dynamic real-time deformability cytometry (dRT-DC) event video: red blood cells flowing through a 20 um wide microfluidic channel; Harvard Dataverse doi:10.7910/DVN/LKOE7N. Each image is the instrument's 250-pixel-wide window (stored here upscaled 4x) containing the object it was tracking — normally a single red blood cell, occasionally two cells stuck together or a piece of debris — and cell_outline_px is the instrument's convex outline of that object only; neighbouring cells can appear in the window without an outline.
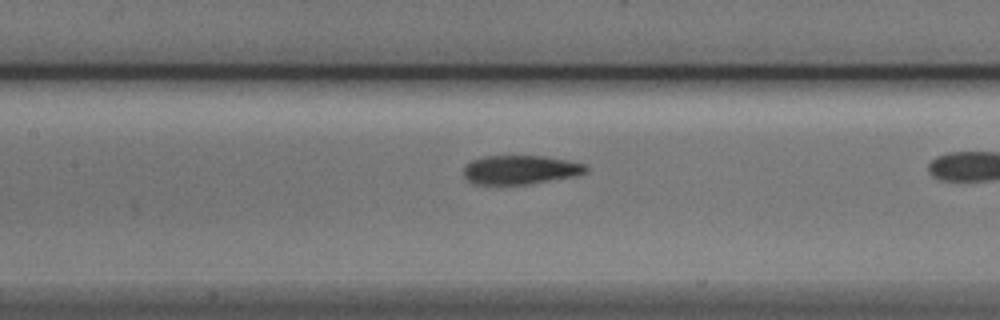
{"species": "Egyptian fruit bat (a non-hibernating species)", "species_latin": "Rousettus aegyptiacus", "temperature_condition": "cold", "stored_images_in_passage": 15, "camera_frame_rate_fps": 3000, "um_per_image_px": 0.085, "animal": {"sex": "male"}, "frame": {"image": 1, "passage_image": 11, "time_ms": 3.333, "image_size_px": [1000, 320], "cell_outline_px": [[588, 172], [576, 176], [528, 184], [472, 184], [464, 176], [464, 164], [472, 160], [484, 156], [544, 156], [568, 160], [588, 164]], "centroid_in_image_um": [44.26, 14.42], "position_along_channel_um": 163.1, "area_um2": 20.87}}